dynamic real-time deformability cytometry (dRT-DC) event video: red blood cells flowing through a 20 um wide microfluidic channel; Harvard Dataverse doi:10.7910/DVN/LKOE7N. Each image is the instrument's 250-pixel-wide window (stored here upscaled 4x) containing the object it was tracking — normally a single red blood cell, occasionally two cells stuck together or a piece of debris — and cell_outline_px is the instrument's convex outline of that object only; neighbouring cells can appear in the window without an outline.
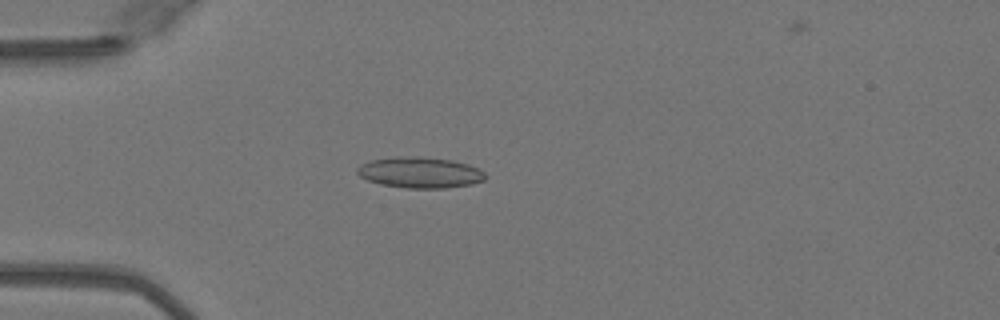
{"species": "Egyptian fruit bat (a non-hibernating species)", "species_latin": "Rousettus aegyptiacus", "temperature_condition": "warm", "stored_images_in_passage": 48, "camera_frame_rate_fps": 3000, "um_per_image_px": 0.085, "animal": {"sex": "female"}, "frame": {"image": 1, "passage_image": 12, "time_ms": 3.667, "image_size_px": [1000, 320], "cell_outline_px": [[488, 176], [484, 180], [472, 184], [444, 188], [404, 188], [380, 184], [368, 180], [360, 176], [356, 172], [356, 168], [360, 164], [372, 160], [400, 156], [416, 156], [452, 160], [468, 164], [484, 172]], "centroid_in_image_um": [35.69, 14.66], "position_along_channel_um": 49.3, "area_um2": 23.12}}
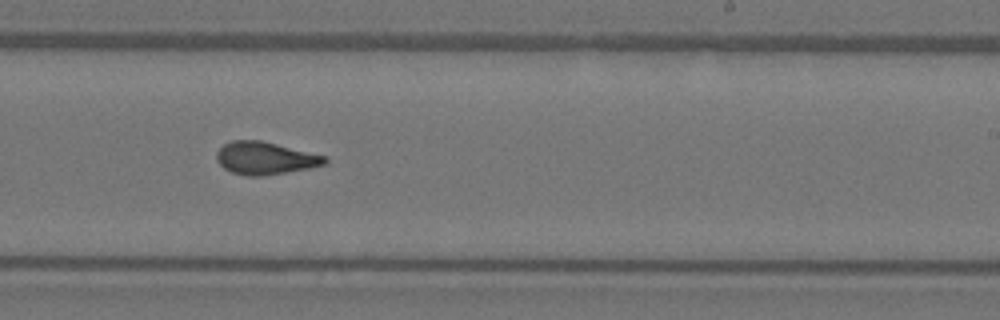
{"frame": {"image": 2, "passage_image": 29, "time_ms": 9.333, "image_size_px": [1000, 320], "cell_outline_px": [[328, 164], [308, 168], [260, 176], [248, 176], [232, 172], [224, 168], [216, 160], [216, 152], [224, 144], [232, 140], [260, 140], [328, 156]], "centroid_in_image_um": [22.55, 13.43], "position_along_channel_um": 266.4, "area_um2": 20.52}}
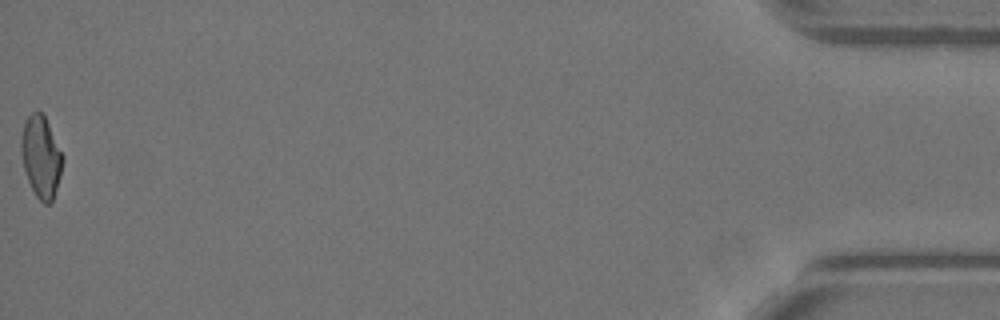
{"frame": {"image": 3, "passage_image": 48, "time_ms": 15.667, "image_size_px": [1000, 320], "cell_outline_px": [[64, 160], [60, 176], [52, 200], [48, 204], [44, 204], [36, 196], [28, 180], [24, 168], [20, 152], [20, 140], [24, 124], [28, 116], [32, 112], [40, 112], [44, 116], [64, 156]], "centroid_in_image_um": [3.48, 13.33], "position_along_channel_um": 431.7, "area_um2": 19.54}, "authors_computed_cell_mechanics": {"area_um2": 20.519, "velocity_mm_per_s": 4.1085, "shape_relaxation_time_tau1_ms": null, "shape_relaxation_time_tau2_ms": 1.5187, "deformation_change_tau1": null, "deformation_change_tau2": 0.0842}}